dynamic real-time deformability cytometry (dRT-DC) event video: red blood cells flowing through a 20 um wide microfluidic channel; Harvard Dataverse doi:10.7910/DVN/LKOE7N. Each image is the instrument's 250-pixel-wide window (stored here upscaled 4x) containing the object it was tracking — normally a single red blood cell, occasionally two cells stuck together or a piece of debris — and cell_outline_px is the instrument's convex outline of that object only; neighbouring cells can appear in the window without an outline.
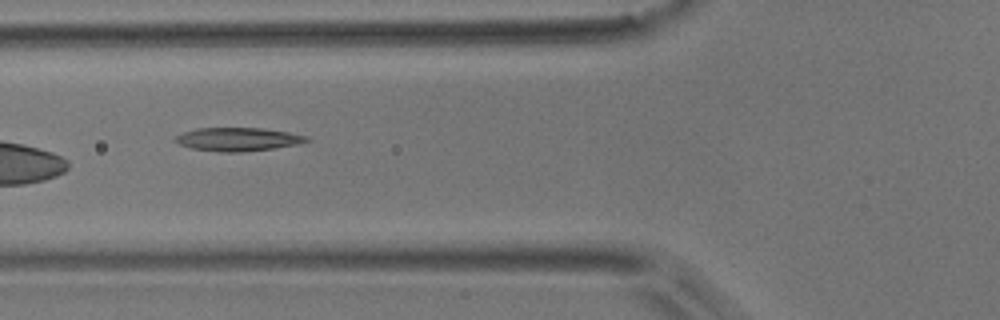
{"species": "common noctule bat (a hibernating species)", "species_latin": "Nyctalus noctula", "temperature_condition": "room temperature", "stored_images_in_passage": 6, "camera_frame_rate_fps": 3000, "um_per_image_px": 0.085, "animal": {"sex": "male", "body_mass_g": 17.9}, "frame": {"image": 1, "passage_image": 6, "time_ms": 6.0, "image_size_px": [1000, 320], "cell_outline_px": [[312, 140], [300, 144], [272, 148], [240, 152], [220, 152], [192, 148], [180, 144], [172, 140], [176, 136], [184, 132], [196, 128], [260, 128], [288, 132], [308, 136]], "centroid_in_image_um": [20.24, 11.83], "position_along_channel_um": 105.6, "area_um2": 17.86}}